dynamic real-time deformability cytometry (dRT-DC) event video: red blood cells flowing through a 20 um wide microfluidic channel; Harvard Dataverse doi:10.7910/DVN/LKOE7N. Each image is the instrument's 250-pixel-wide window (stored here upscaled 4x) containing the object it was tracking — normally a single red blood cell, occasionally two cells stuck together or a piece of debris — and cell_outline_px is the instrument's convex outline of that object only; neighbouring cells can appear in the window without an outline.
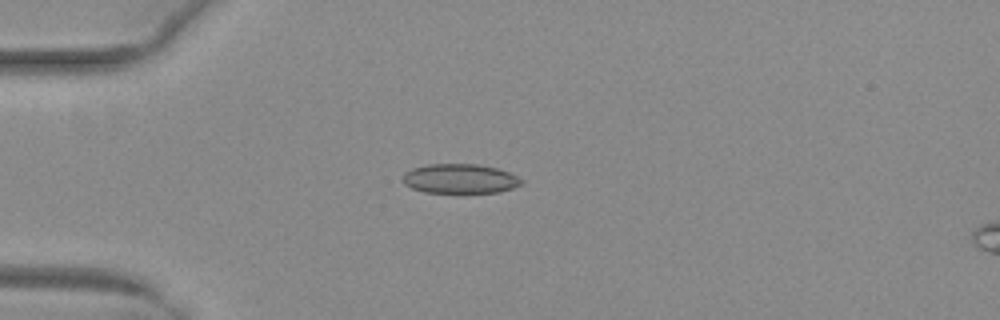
{"species": "common noctule bat (a hibernating species)", "species_latin": "Nyctalus noctula", "temperature_condition": "warm", "stored_images_in_passage": 38, "camera_frame_rate_fps": 3000, "um_per_image_px": 0.085, "animal": {"sex": "female", "body_mass_g": 29.2, "forearm_length_mm": 56.3}, "frame": {"image": 1, "passage_image": 1, "time_ms": 0.0, "image_size_px": [1000, 320], "cell_outline_px": [[524, 184], [500, 192], [460, 196], [424, 192], [412, 188], [404, 184], [404, 172], [412, 168], [428, 164], [480, 164], [496, 168], [508, 172], [524, 180]], "centroid_in_image_um": [39.12, 15.25], "position_along_channel_um": 45.9, "area_um2": 21.44}}
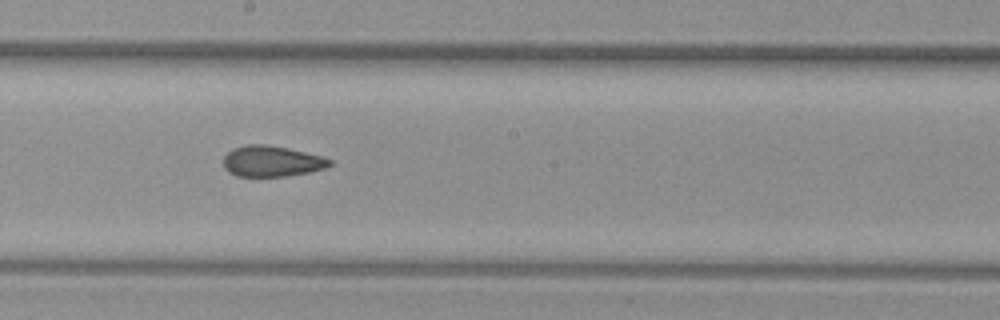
{"frame": {"image": 2, "passage_image": 16, "time_ms": 5.0, "image_size_px": [1000, 320], "cell_outline_px": [[332, 164], [324, 168], [308, 172], [284, 176], [236, 176], [228, 172], [224, 168], [224, 156], [232, 148], [248, 144], [268, 144], [288, 148], [320, 156], [332, 160]], "centroid_in_image_um": [23.05, 13.69], "position_along_channel_um": 225.1, "area_um2": 19.02}}
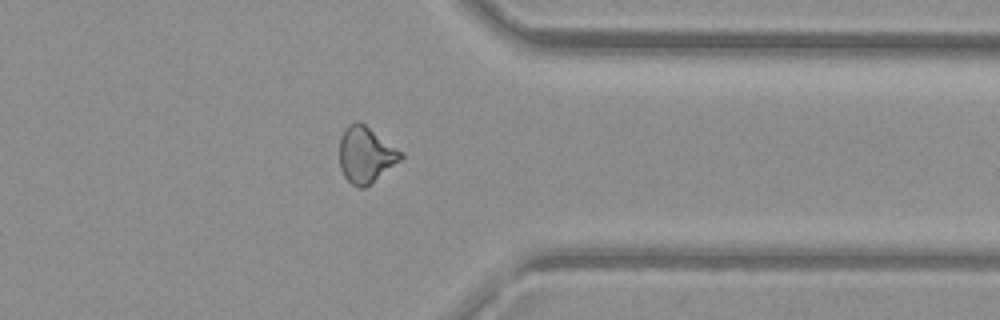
{"frame": {"image": 3, "passage_image": 28, "time_ms": 9.0, "image_size_px": [1000, 320], "cell_outline_px": [[404, 156], [400, 160], [364, 188], [356, 188], [344, 176], [340, 168], [340, 136], [344, 128], [348, 124], [356, 120], [360, 120], [404, 152]], "centroid_in_image_um": [31.08, 13.11], "position_along_channel_um": 380.3, "area_um2": 20.23}, "authors_computed_cell_mechanics": {"area_um2": 19.941, "velocity_mm_per_s": 4.0374, "shape_relaxation_time_tau1_ms": null, "shape_relaxation_time_tau2_ms": 1.7742, "deformation_change_tau1": null, "deformation_change_tau2": 0.0871}}